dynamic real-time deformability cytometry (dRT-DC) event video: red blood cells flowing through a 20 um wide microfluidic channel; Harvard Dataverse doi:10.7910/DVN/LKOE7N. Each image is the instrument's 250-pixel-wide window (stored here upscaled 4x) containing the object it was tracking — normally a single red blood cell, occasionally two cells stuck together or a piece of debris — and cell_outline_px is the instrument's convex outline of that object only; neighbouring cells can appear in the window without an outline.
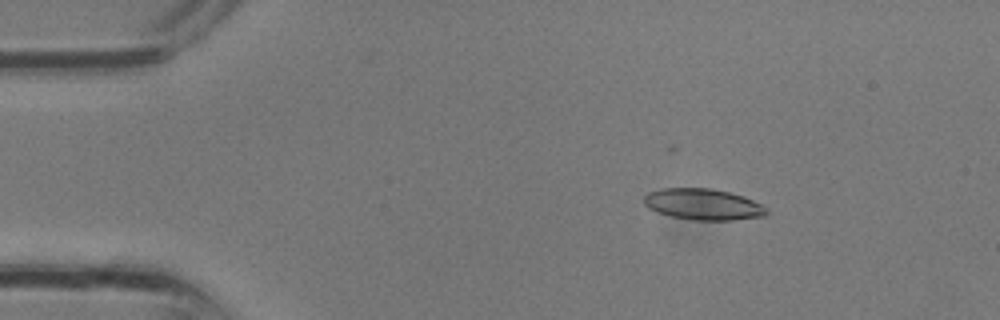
{"species": "common noctule bat (a hibernating species)", "species_latin": "Nyctalus noctula", "temperature_condition": "room temperature", "stored_images_in_passage": 4, "camera_frame_rate_fps": 3000, "um_per_image_px": 0.085, "animal": {"sex": "male", "body_mass_g": 13.3}, "frame": {"image": 1, "passage_image": 3, "time_ms": 0.667, "image_size_px": [1000, 320], "cell_outline_px": [[768, 212], [764, 216], [732, 220], [692, 220], [672, 216], [656, 212], [648, 208], [644, 204], [644, 196], [648, 192], [660, 188], [712, 188], [744, 196], [768, 208]], "centroid_in_image_um": [59.74, 17.36], "position_along_channel_um": 25.3, "area_um2": 22.37}}